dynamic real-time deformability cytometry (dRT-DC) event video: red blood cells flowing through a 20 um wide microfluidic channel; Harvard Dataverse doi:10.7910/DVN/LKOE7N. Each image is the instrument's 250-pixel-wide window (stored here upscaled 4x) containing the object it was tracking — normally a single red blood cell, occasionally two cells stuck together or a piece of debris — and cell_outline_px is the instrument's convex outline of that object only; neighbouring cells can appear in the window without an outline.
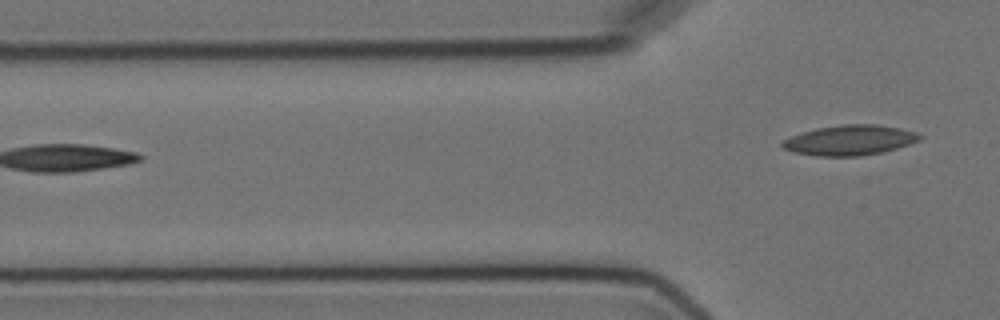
{"species": "Egyptian fruit bat (a non-hibernating species)", "species_latin": "Rousettus aegyptiacus", "temperature_condition": "cold", "stored_images_in_passage": 3, "camera_frame_rate_fps": 3000, "um_per_image_px": 0.085, "animal": {"sex": "female"}, "frame": {"image": 1, "passage_image": 3, "time_ms": 2.333, "image_size_px": [1000, 320], "cell_outline_px": [[924, 136], [920, 140], [884, 152], [860, 156], [816, 156], [792, 152], [784, 148], [780, 144], [780, 140], [800, 132], [816, 128], [844, 124], [876, 124], [900, 128], [916, 132]], "centroid_in_image_um": [72.19, 11.91], "position_along_channel_um": 53.6, "area_um2": 24.39}}